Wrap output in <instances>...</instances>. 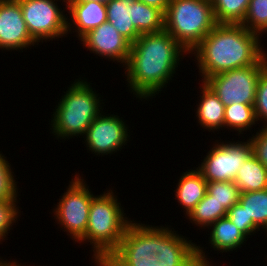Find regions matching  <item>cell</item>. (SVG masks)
Instances as JSON below:
<instances>
[{
    "mask_svg": "<svg viewBox=\"0 0 267 266\" xmlns=\"http://www.w3.org/2000/svg\"><path fill=\"white\" fill-rule=\"evenodd\" d=\"M138 1H141L142 3L146 5L156 7L159 10H161L163 13L166 12L167 7L170 3V0H138Z\"/></svg>",
    "mask_w": 267,
    "mask_h": 266,
    "instance_id": "34",
    "label": "cell"
},
{
    "mask_svg": "<svg viewBox=\"0 0 267 266\" xmlns=\"http://www.w3.org/2000/svg\"><path fill=\"white\" fill-rule=\"evenodd\" d=\"M17 200L0 201V244L6 239L12 225H15L19 219V206ZM15 223V224H14ZM9 231V232H8Z\"/></svg>",
    "mask_w": 267,
    "mask_h": 266,
    "instance_id": "29",
    "label": "cell"
},
{
    "mask_svg": "<svg viewBox=\"0 0 267 266\" xmlns=\"http://www.w3.org/2000/svg\"><path fill=\"white\" fill-rule=\"evenodd\" d=\"M267 66V60L258 65L236 68L208 77L204 83L225 105L243 103L253 105L259 76Z\"/></svg>",
    "mask_w": 267,
    "mask_h": 266,
    "instance_id": "9",
    "label": "cell"
},
{
    "mask_svg": "<svg viewBox=\"0 0 267 266\" xmlns=\"http://www.w3.org/2000/svg\"><path fill=\"white\" fill-rule=\"evenodd\" d=\"M215 141L201 164L195 168L207 182L234 181L239 168L252 155V144L249 138L245 142L244 139L237 142Z\"/></svg>",
    "mask_w": 267,
    "mask_h": 266,
    "instance_id": "10",
    "label": "cell"
},
{
    "mask_svg": "<svg viewBox=\"0 0 267 266\" xmlns=\"http://www.w3.org/2000/svg\"><path fill=\"white\" fill-rule=\"evenodd\" d=\"M226 216L248 238H250V235H254L257 231H260V228L255 223H248V216L239 203L234 204L228 209Z\"/></svg>",
    "mask_w": 267,
    "mask_h": 266,
    "instance_id": "31",
    "label": "cell"
},
{
    "mask_svg": "<svg viewBox=\"0 0 267 266\" xmlns=\"http://www.w3.org/2000/svg\"><path fill=\"white\" fill-rule=\"evenodd\" d=\"M265 34V36H266V34H267V28L262 32V34L260 35V38H262V36ZM267 37V36H266Z\"/></svg>",
    "mask_w": 267,
    "mask_h": 266,
    "instance_id": "37",
    "label": "cell"
},
{
    "mask_svg": "<svg viewBox=\"0 0 267 266\" xmlns=\"http://www.w3.org/2000/svg\"><path fill=\"white\" fill-rule=\"evenodd\" d=\"M217 23L241 24L250 0H211Z\"/></svg>",
    "mask_w": 267,
    "mask_h": 266,
    "instance_id": "25",
    "label": "cell"
},
{
    "mask_svg": "<svg viewBox=\"0 0 267 266\" xmlns=\"http://www.w3.org/2000/svg\"><path fill=\"white\" fill-rule=\"evenodd\" d=\"M198 244L197 246V260H198V266H213L214 263L210 261V258L207 254L205 255L204 248ZM208 259V260H207ZM210 261V262H209Z\"/></svg>",
    "mask_w": 267,
    "mask_h": 266,
    "instance_id": "33",
    "label": "cell"
},
{
    "mask_svg": "<svg viewBox=\"0 0 267 266\" xmlns=\"http://www.w3.org/2000/svg\"><path fill=\"white\" fill-rule=\"evenodd\" d=\"M248 216V223H255L267 232V189L240 193L238 202Z\"/></svg>",
    "mask_w": 267,
    "mask_h": 266,
    "instance_id": "22",
    "label": "cell"
},
{
    "mask_svg": "<svg viewBox=\"0 0 267 266\" xmlns=\"http://www.w3.org/2000/svg\"><path fill=\"white\" fill-rule=\"evenodd\" d=\"M226 214L227 210L206 193L186 219H189L192 224L199 226L201 229L205 227L209 229L214 222L225 217Z\"/></svg>",
    "mask_w": 267,
    "mask_h": 266,
    "instance_id": "24",
    "label": "cell"
},
{
    "mask_svg": "<svg viewBox=\"0 0 267 266\" xmlns=\"http://www.w3.org/2000/svg\"><path fill=\"white\" fill-rule=\"evenodd\" d=\"M131 21L140 34L164 30V13L156 7L134 0L131 4Z\"/></svg>",
    "mask_w": 267,
    "mask_h": 266,
    "instance_id": "21",
    "label": "cell"
},
{
    "mask_svg": "<svg viewBox=\"0 0 267 266\" xmlns=\"http://www.w3.org/2000/svg\"><path fill=\"white\" fill-rule=\"evenodd\" d=\"M261 42L259 34L242 24L217 23L189 55L195 57L204 82L213 75L267 60Z\"/></svg>",
    "mask_w": 267,
    "mask_h": 266,
    "instance_id": "2",
    "label": "cell"
},
{
    "mask_svg": "<svg viewBox=\"0 0 267 266\" xmlns=\"http://www.w3.org/2000/svg\"><path fill=\"white\" fill-rule=\"evenodd\" d=\"M199 87L200 100L198 101L196 117L200 127L212 131L213 133L224 128V110L225 105L220 101L218 96L202 82ZM202 94V95H201Z\"/></svg>",
    "mask_w": 267,
    "mask_h": 266,
    "instance_id": "17",
    "label": "cell"
},
{
    "mask_svg": "<svg viewBox=\"0 0 267 266\" xmlns=\"http://www.w3.org/2000/svg\"><path fill=\"white\" fill-rule=\"evenodd\" d=\"M79 41L87 51L114 63H120L123 68L128 61L131 43L109 22L89 31Z\"/></svg>",
    "mask_w": 267,
    "mask_h": 266,
    "instance_id": "12",
    "label": "cell"
},
{
    "mask_svg": "<svg viewBox=\"0 0 267 266\" xmlns=\"http://www.w3.org/2000/svg\"><path fill=\"white\" fill-rule=\"evenodd\" d=\"M3 258L2 257H0V266H26L25 264L23 265V264H18L17 262L18 261H15V260H13V261H9V260H2ZM28 266V265H27ZM30 266V265H29Z\"/></svg>",
    "mask_w": 267,
    "mask_h": 266,
    "instance_id": "35",
    "label": "cell"
},
{
    "mask_svg": "<svg viewBox=\"0 0 267 266\" xmlns=\"http://www.w3.org/2000/svg\"><path fill=\"white\" fill-rule=\"evenodd\" d=\"M90 84L87 79H75L55 106L50 129L57 140L84 136L93 120L103 111V99Z\"/></svg>",
    "mask_w": 267,
    "mask_h": 266,
    "instance_id": "4",
    "label": "cell"
},
{
    "mask_svg": "<svg viewBox=\"0 0 267 266\" xmlns=\"http://www.w3.org/2000/svg\"><path fill=\"white\" fill-rule=\"evenodd\" d=\"M35 45L38 44L29 34L20 3L17 0H0V49L20 51Z\"/></svg>",
    "mask_w": 267,
    "mask_h": 266,
    "instance_id": "13",
    "label": "cell"
},
{
    "mask_svg": "<svg viewBox=\"0 0 267 266\" xmlns=\"http://www.w3.org/2000/svg\"><path fill=\"white\" fill-rule=\"evenodd\" d=\"M187 54L189 57V53L166 30L141 34L131 44L124 66L130 93L141 101L155 98L167 87L180 66V59Z\"/></svg>",
    "mask_w": 267,
    "mask_h": 266,
    "instance_id": "1",
    "label": "cell"
},
{
    "mask_svg": "<svg viewBox=\"0 0 267 266\" xmlns=\"http://www.w3.org/2000/svg\"><path fill=\"white\" fill-rule=\"evenodd\" d=\"M216 24L211 0H170L164 13V30L188 53Z\"/></svg>",
    "mask_w": 267,
    "mask_h": 266,
    "instance_id": "5",
    "label": "cell"
},
{
    "mask_svg": "<svg viewBox=\"0 0 267 266\" xmlns=\"http://www.w3.org/2000/svg\"><path fill=\"white\" fill-rule=\"evenodd\" d=\"M207 194L226 210L239 202L240 190L234 181L207 182Z\"/></svg>",
    "mask_w": 267,
    "mask_h": 266,
    "instance_id": "26",
    "label": "cell"
},
{
    "mask_svg": "<svg viewBox=\"0 0 267 266\" xmlns=\"http://www.w3.org/2000/svg\"><path fill=\"white\" fill-rule=\"evenodd\" d=\"M188 239L168 225L160 226L156 255L158 266H198L197 244Z\"/></svg>",
    "mask_w": 267,
    "mask_h": 266,
    "instance_id": "14",
    "label": "cell"
},
{
    "mask_svg": "<svg viewBox=\"0 0 267 266\" xmlns=\"http://www.w3.org/2000/svg\"><path fill=\"white\" fill-rule=\"evenodd\" d=\"M6 158L0 151V201L18 200V182Z\"/></svg>",
    "mask_w": 267,
    "mask_h": 266,
    "instance_id": "28",
    "label": "cell"
},
{
    "mask_svg": "<svg viewBox=\"0 0 267 266\" xmlns=\"http://www.w3.org/2000/svg\"><path fill=\"white\" fill-rule=\"evenodd\" d=\"M175 200L181 205L185 216L195 208L207 193V181L196 168L183 172L176 185ZM177 198V199H176Z\"/></svg>",
    "mask_w": 267,
    "mask_h": 266,
    "instance_id": "16",
    "label": "cell"
},
{
    "mask_svg": "<svg viewBox=\"0 0 267 266\" xmlns=\"http://www.w3.org/2000/svg\"><path fill=\"white\" fill-rule=\"evenodd\" d=\"M209 244L210 248H214V251H220L221 253L233 252L236 249H240L241 245L246 243L248 237L238 230V228L227 217H222L214 222L210 227ZM247 239V240H246Z\"/></svg>",
    "mask_w": 267,
    "mask_h": 266,
    "instance_id": "18",
    "label": "cell"
},
{
    "mask_svg": "<svg viewBox=\"0 0 267 266\" xmlns=\"http://www.w3.org/2000/svg\"><path fill=\"white\" fill-rule=\"evenodd\" d=\"M73 177L52 213L57 225L78 243L85 236L90 204L95 195L79 173Z\"/></svg>",
    "mask_w": 267,
    "mask_h": 266,
    "instance_id": "7",
    "label": "cell"
},
{
    "mask_svg": "<svg viewBox=\"0 0 267 266\" xmlns=\"http://www.w3.org/2000/svg\"><path fill=\"white\" fill-rule=\"evenodd\" d=\"M88 1H95L102 4H107L110 0H67V2H88Z\"/></svg>",
    "mask_w": 267,
    "mask_h": 266,
    "instance_id": "36",
    "label": "cell"
},
{
    "mask_svg": "<svg viewBox=\"0 0 267 266\" xmlns=\"http://www.w3.org/2000/svg\"><path fill=\"white\" fill-rule=\"evenodd\" d=\"M117 197L110 189L91 200L86 233L79 243L90 242L94 252L92 263L96 266H101L117 249L128 225L133 221L128 219Z\"/></svg>",
    "mask_w": 267,
    "mask_h": 266,
    "instance_id": "3",
    "label": "cell"
},
{
    "mask_svg": "<svg viewBox=\"0 0 267 266\" xmlns=\"http://www.w3.org/2000/svg\"><path fill=\"white\" fill-rule=\"evenodd\" d=\"M241 24L249 31L261 35L267 28V0H250Z\"/></svg>",
    "mask_w": 267,
    "mask_h": 266,
    "instance_id": "27",
    "label": "cell"
},
{
    "mask_svg": "<svg viewBox=\"0 0 267 266\" xmlns=\"http://www.w3.org/2000/svg\"><path fill=\"white\" fill-rule=\"evenodd\" d=\"M132 221L117 249L101 266H158L159 226Z\"/></svg>",
    "mask_w": 267,
    "mask_h": 266,
    "instance_id": "6",
    "label": "cell"
},
{
    "mask_svg": "<svg viewBox=\"0 0 267 266\" xmlns=\"http://www.w3.org/2000/svg\"><path fill=\"white\" fill-rule=\"evenodd\" d=\"M252 154L267 168V126L258 128L256 134L249 136Z\"/></svg>",
    "mask_w": 267,
    "mask_h": 266,
    "instance_id": "32",
    "label": "cell"
},
{
    "mask_svg": "<svg viewBox=\"0 0 267 266\" xmlns=\"http://www.w3.org/2000/svg\"><path fill=\"white\" fill-rule=\"evenodd\" d=\"M254 110L257 122H263V125L267 126V66L259 76Z\"/></svg>",
    "mask_w": 267,
    "mask_h": 266,
    "instance_id": "30",
    "label": "cell"
},
{
    "mask_svg": "<svg viewBox=\"0 0 267 266\" xmlns=\"http://www.w3.org/2000/svg\"><path fill=\"white\" fill-rule=\"evenodd\" d=\"M119 117L102 111L93 120L83 136L88 151L97 156L111 155L127 145L130 131L126 121Z\"/></svg>",
    "mask_w": 267,
    "mask_h": 266,
    "instance_id": "11",
    "label": "cell"
},
{
    "mask_svg": "<svg viewBox=\"0 0 267 266\" xmlns=\"http://www.w3.org/2000/svg\"><path fill=\"white\" fill-rule=\"evenodd\" d=\"M66 8L70 15L67 16V33L70 34L73 30L78 40L89 31L107 22L106 4L95 1L67 2ZM68 17H71V20Z\"/></svg>",
    "mask_w": 267,
    "mask_h": 266,
    "instance_id": "15",
    "label": "cell"
},
{
    "mask_svg": "<svg viewBox=\"0 0 267 266\" xmlns=\"http://www.w3.org/2000/svg\"><path fill=\"white\" fill-rule=\"evenodd\" d=\"M20 3L22 15L31 38L39 44L43 41H53L68 37L67 14L58 6V2L67 0H17ZM49 39V40H48Z\"/></svg>",
    "mask_w": 267,
    "mask_h": 266,
    "instance_id": "8",
    "label": "cell"
},
{
    "mask_svg": "<svg viewBox=\"0 0 267 266\" xmlns=\"http://www.w3.org/2000/svg\"><path fill=\"white\" fill-rule=\"evenodd\" d=\"M240 193L267 189V168L252 154L239 168L234 180Z\"/></svg>",
    "mask_w": 267,
    "mask_h": 266,
    "instance_id": "20",
    "label": "cell"
},
{
    "mask_svg": "<svg viewBox=\"0 0 267 266\" xmlns=\"http://www.w3.org/2000/svg\"><path fill=\"white\" fill-rule=\"evenodd\" d=\"M257 122L255 116V110L253 105L235 103L225 106L224 110V128L231 131L244 134V131L252 130V126L255 127Z\"/></svg>",
    "mask_w": 267,
    "mask_h": 266,
    "instance_id": "23",
    "label": "cell"
},
{
    "mask_svg": "<svg viewBox=\"0 0 267 266\" xmlns=\"http://www.w3.org/2000/svg\"><path fill=\"white\" fill-rule=\"evenodd\" d=\"M134 0H110L106 4L107 22L131 44L141 35L131 21V4Z\"/></svg>",
    "mask_w": 267,
    "mask_h": 266,
    "instance_id": "19",
    "label": "cell"
}]
</instances>
